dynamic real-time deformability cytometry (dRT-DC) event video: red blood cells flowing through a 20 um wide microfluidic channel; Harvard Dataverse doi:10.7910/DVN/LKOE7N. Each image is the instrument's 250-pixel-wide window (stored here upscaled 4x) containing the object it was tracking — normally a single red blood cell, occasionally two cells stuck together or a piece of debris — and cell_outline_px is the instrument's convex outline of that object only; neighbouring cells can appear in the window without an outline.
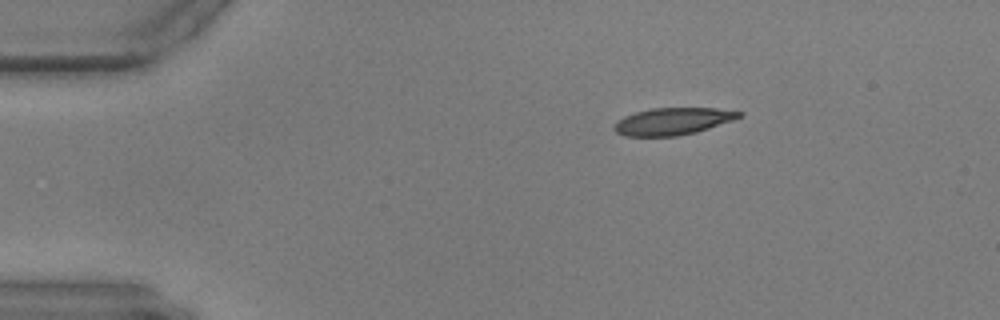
{"species": "common noctule bat (a hibernating species)", "species_latin": "Nyctalus noctula", "temperature_condition": "warm", "stored_images_in_passage": 49, "camera_frame_rate_fps": 3000, "um_per_image_px": 0.085, "animal": {"sex": "male", "body_mass_g": 17.9, "forearm_length_mm": 54.2}, "frame": {"image": 1, "passage_image": 1, "time_ms": 0.0, "image_size_px": [1000, 320], "cell_outline_px": [[744, 112], [740, 116], [732, 120], [696, 132], [676, 136], [624, 136], [616, 132], [612, 128], [616, 120], [624, 116], [636, 112], [652, 108], [716, 108]], "centroid_in_image_um": [57.13, 10.31], "position_along_channel_um": 27.9, "area_um2": 19.65}}
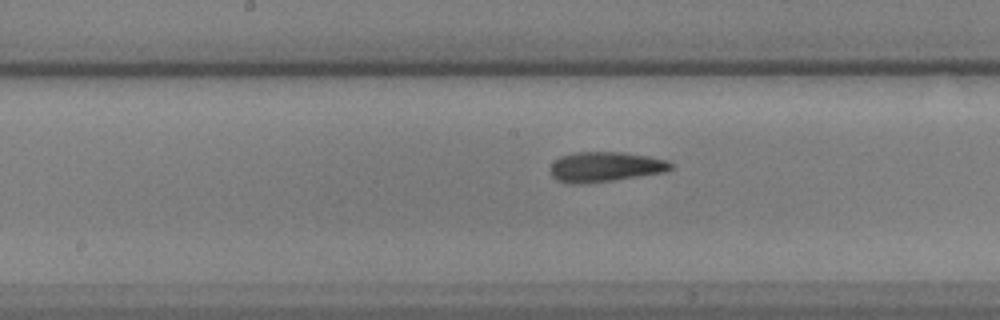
{"frame": {"image": 2, "passage_image": 21, "time_ms": 6.667, "image_size_px": [1000, 320], "cell_outline_px": [[672, 168], [668, 172], [584, 184], [568, 184], [556, 180], [552, 176], [552, 164], [560, 156], [576, 152], [624, 152], [648, 156], [668, 160], [672, 164]], "centroid_in_image_um": [51.47, 14.18], "position_along_channel_um": 196.7, "area_um2": 21.15}}
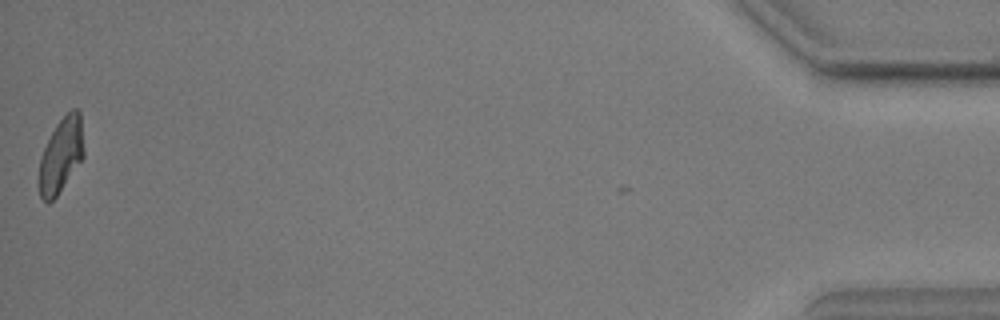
{"frame": {"image": 3, "passage_image": 49, "time_ms": 16.0, "image_size_px": [1000, 320], "cell_outline_px": [[84, 156], [56, 196], [48, 204], [40, 196], [36, 180], [40, 156], [56, 124], [72, 108], [76, 108], [80, 112], [84, 152]], "centroid_in_image_um": [5.14, 13.22], "position_along_channel_um": 430.1, "area_um2": 19.59}}